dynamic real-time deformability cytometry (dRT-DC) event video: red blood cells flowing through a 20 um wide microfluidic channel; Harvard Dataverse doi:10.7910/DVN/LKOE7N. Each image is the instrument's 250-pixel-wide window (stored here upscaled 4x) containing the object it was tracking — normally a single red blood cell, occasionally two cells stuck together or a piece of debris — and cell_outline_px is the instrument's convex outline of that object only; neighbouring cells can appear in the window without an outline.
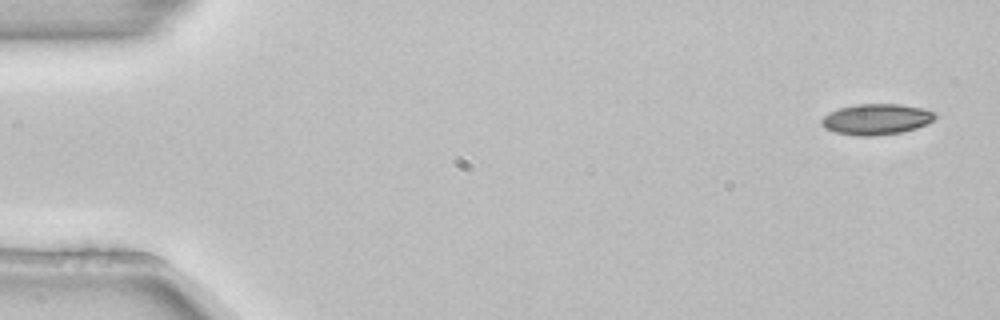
{"species": "common noctule bat (a hibernating species)", "species_latin": "Nyctalus noctula", "temperature_condition": "room temperature", "stored_images_in_passage": 2, "camera_frame_rate_fps": 3000, "um_per_image_px": 0.085, "animal": {"sex": "female", "body_mass_g": 22.7, "forearm_length_mm": 54.2}, "frame": {"image": 1, "passage_image": 1, "time_ms": 0.0, "image_size_px": [1000, 320], "cell_outline_px": [[936, 116], [932, 120], [916, 128], [900, 132], [872, 136], [856, 136], [836, 132], [824, 128], [820, 124], [820, 120], [824, 116], [840, 108], [856, 104], [900, 104], [924, 108], [936, 112]], "centroid_in_image_um": [74.48, 10.13], "position_along_channel_um": 10.5, "area_um2": 20.29}}